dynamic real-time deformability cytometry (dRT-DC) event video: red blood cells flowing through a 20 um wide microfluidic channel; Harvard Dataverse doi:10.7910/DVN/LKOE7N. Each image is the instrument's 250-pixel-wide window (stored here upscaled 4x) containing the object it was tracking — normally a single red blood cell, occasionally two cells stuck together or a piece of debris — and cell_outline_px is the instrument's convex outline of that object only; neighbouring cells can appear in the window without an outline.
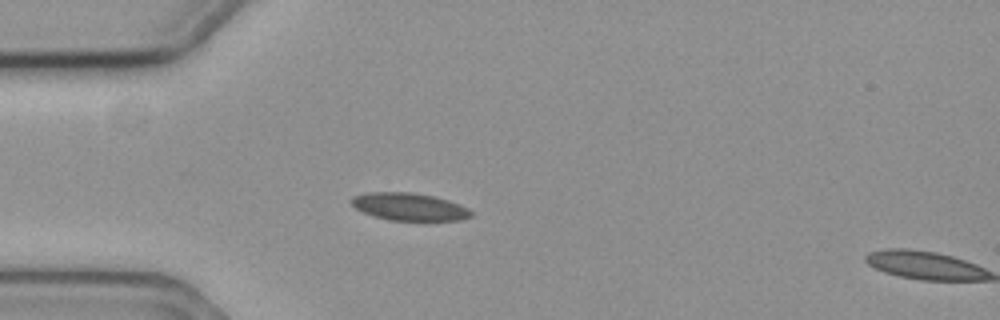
{"species": "common noctule bat (a hibernating species)", "species_latin": "Nyctalus noctula", "temperature_condition": "cold", "stored_images_in_passage": 2, "camera_frame_rate_fps": 3000, "um_per_image_px": 0.085, "animal": {"sex": "female", "body_mass_g": 19.3, "forearm_length_mm": 54.1}, "frame": {"image": 1, "passage_image": 1, "time_ms": 0.0, "image_size_px": [1000, 320], "cell_outline_px": [[472, 216], [460, 220], [388, 220], [372, 216], [356, 208], [348, 200], [352, 196], [368, 192], [412, 192], [436, 196], [460, 204], [468, 208], [472, 212]], "centroid_in_image_um": [34.77, 17.56], "position_along_channel_um": 50.2, "area_um2": 19.36}}